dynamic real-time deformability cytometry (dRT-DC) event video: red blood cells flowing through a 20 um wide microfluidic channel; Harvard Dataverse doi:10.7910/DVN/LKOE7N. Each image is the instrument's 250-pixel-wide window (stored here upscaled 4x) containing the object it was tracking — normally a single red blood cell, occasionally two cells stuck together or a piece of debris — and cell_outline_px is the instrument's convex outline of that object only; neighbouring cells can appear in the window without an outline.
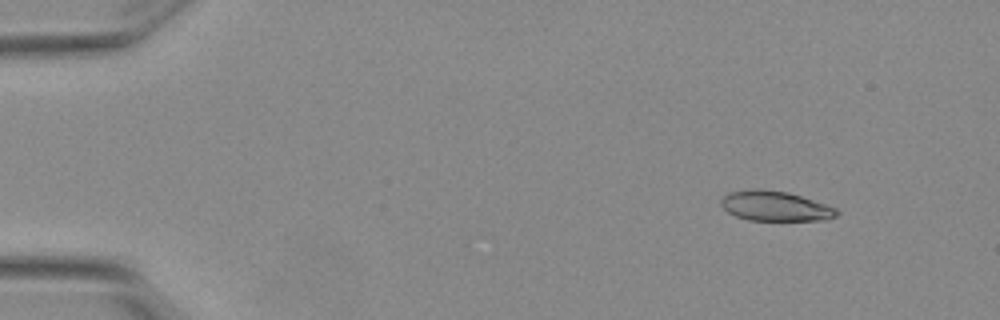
{"species": "Egyptian fruit bat (a non-hibernating species)", "species_latin": "Rousettus aegyptiacus", "temperature_condition": "warm", "stored_images_in_passage": 5, "camera_frame_rate_fps": 3000, "um_per_image_px": 0.085, "animal": {"sex": "female"}, "frame": {"image": 1, "passage_image": 2, "time_ms": 0.333, "image_size_px": [1000, 320], "cell_outline_px": [[840, 212], [836, 216], [828, 220], [748, 220], [736, 216], [728, 212], [720, 204], [720, 200], [728, 192], [788, 192], [836, 208]], "centroid_in_image_um": [65.94, 17.57], "position_along_channel_um": 19.1, "area_um2": 19.25}}
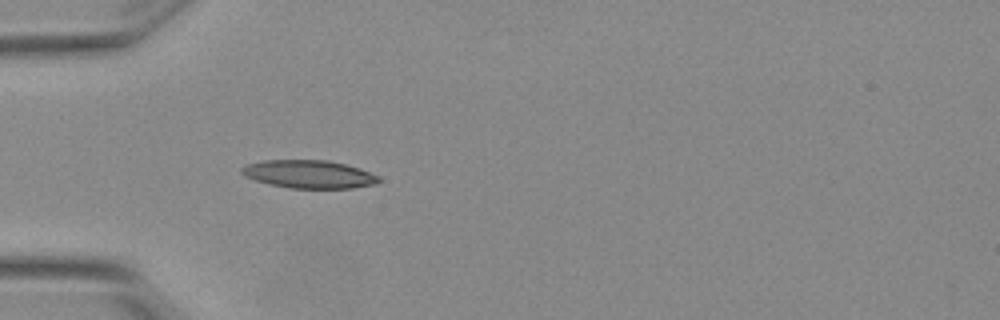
{"frame": {"image": 2, "passage_image": 5, "time_ms": 1.333, "image_size_px": [1000, 320], "cell_outline_px": [[380, 180], [372, 184], [352, 188], [292, 188], [268, 184], [244, 176], [240, 172], [240, 168], [248, 164], [264, 160], [328, 160], [360, 168], [380, 176]], "centroid_in_image_um": [26.24, 14.8], "position_along_channel_um": 58.8, "area_um2": 22.31}}